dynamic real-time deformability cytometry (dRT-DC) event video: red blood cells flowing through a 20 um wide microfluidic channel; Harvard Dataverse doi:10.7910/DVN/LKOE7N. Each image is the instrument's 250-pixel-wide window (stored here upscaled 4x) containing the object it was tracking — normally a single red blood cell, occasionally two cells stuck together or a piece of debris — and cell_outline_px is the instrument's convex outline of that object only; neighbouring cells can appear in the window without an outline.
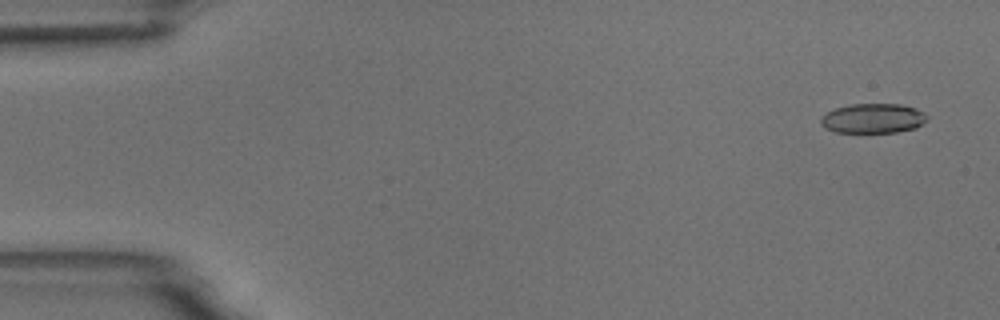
{"species": "common noctule bat (a hibernating species)", "species_latin": "Nyctalus noctula", "temperature_condition": "room temperature", "stored_images_in_passage": 10, "camera_frame_rate_fps": 3000, "um_per_image_px": 0.085, "animal": {"sex": "male", "body_mass_g": 18.8}, "frame": {"image": 1, "passage_image": 1, "time_ms": 0.0, "image_size_px": [1000, 320], "cell_outline_px": [[928, 120], [916, 128], [896, 132], [836, 132], [820, 124], [820, 116], [836, 108], [852, 104], [900, 104], [916, 108], [924, 112], [928, 116]], "centroid_in_image_um": [74.24, 10.06], "position_along_channel_um": 10.8, "area_um2": 18.38}}
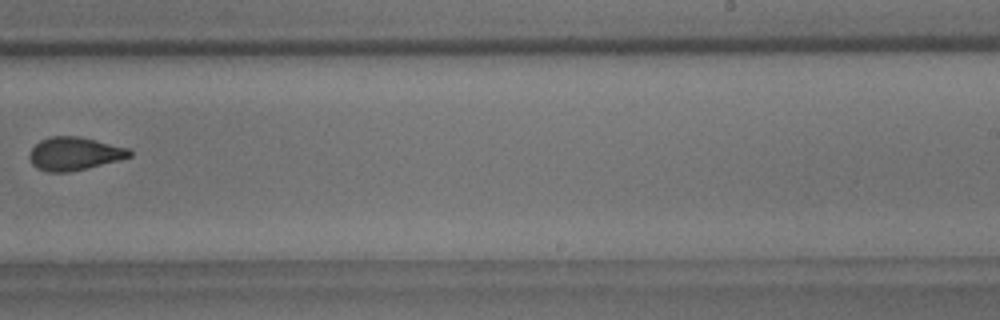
{"frame": {"image": 2, "passage_image": 10, "time_ms": 10.667, "image_size_px": [1000, 320], "cell_outline_px": [[132, 156], [68, 172], [48, 172], [36, 168], [32, 164], [28, 156], [28, 152], [40, 140], [52, 136], [76, 136], [128, 148], [132, 152]], "centroid_in_image_um": [6.25, 13.06], "position_along_channel_um": 282.8, "area_um2": 18.96}}